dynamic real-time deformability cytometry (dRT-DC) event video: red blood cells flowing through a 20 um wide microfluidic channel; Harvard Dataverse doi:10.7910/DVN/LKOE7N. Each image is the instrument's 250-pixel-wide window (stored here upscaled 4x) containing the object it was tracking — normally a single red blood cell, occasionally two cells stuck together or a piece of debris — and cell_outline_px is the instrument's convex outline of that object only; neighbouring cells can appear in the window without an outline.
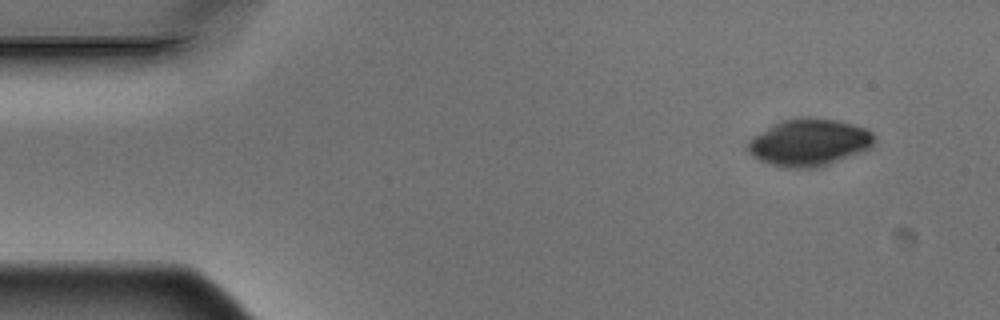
{"species": "Egyptian fruit bat (a non-hibernating species)", "species_latin": "Rousettus aegyptiacus", "temperature_condition": "warm", "stored_images_in_passage": 4, "camera_frame_rate_fps": 3000, "um_per_image_px": 0.085, "animal": {"sex": "male"}, "frame": {"image": 1, "passage_image": 1, "time_ms": 0.0, "image_size_px": [1000, 320], "cell_outline_px": [[876, 140], [872, 148], [820, 168], [784, 168], [768, 164], [752, 156], [748, 152], [748, 144], [752, 136], [780, 120], [804, 116], [808, 116], [836, 120], [868, 128], [876, 136]], "centroid_in_image_um": [68.8, 12.11], "position_along_channel_um": 16.2, "area_um2": 35.43}}